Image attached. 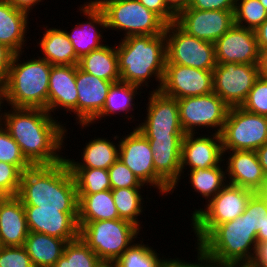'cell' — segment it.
<instances>
[{"label":"cell","instance_id":"obj_1","mask_svg":"<svg viewBox=\"0 0 267 267\" xmlns=\"http://www.w3.org/2000/svg\"><path fill=\"white\" fill-rule=\"evenodd\" d=\"M4 111L0 123L32 165H53L65 159L59 153L68 130L46 109L11 106Z\"/></svg>","mask_w":267,"mask_h":267},{"label":"cell","instance_id":"obj_2","mask_svg":"<svg viewBox=\"0 0 267 267\" xmlns=\"http://www.w3.org/2000/svg\"><path fill=\"white\" fill-rule=\"evenodd\" d=\"M17 197L24 206L78 212V194L65 161L53 165H32L25 170Z\"/></svg>","mask_w":267,"mask_h":267},{"label":"cell","instance_id":"obj_3","mask_svg":"<svg viewBox=\"0 0 267 267\" xmlns=\"http://www.w3.org/2000/svg\"><path fill=\"white\" fill-rule=\"evenodd\" d=\"M116 51L121 81L142 88L149 87L155 77L158 84L154 91L160 90L167 60L165 32L121 38Z\"/></svg>","mask_w":267,"mask_h":267},{"label":"cell","instance_id":"obj_4","mask_svg":"<svg viewBox=\"0 0 267 267\" xmlns=\"http://www.w3.org/2000/svg\"><path fill=\"white\" fill-rule=\"evenodd\" d=\"M22 54H13L5 80L6 102L12 107L42 108L48 111L52 65L40 56L22 62L19 60Z\"/></svg>","mask_w":267,"mask_h":267},{"label":"cell","instance_id":"obj_5","mask_svg":"<svg viewBox=\"0 0 267 267\" xmlns=\"http://www.w3.org/2000/svg\"><path fill=\"white\" fill-rule=\"evenodd\" d=\"M199 244L221 264L252 263L258 244L249 212L217 225Z\"/></svg>","mask_w":267,"mask_h":267},{"label":"cell","instance_id":"obj_6","mask_svg":"<svg viewBox=\"0 0 267 267\" xmlns=\"http://www.w3.org/2000/svg\"><path fill=\"white\" fill-rule=\"evenodd\" d=\"M78 226L80 238L101 261L115 262L141 234L140 228L124 219L78 223Z\"/></svg>","mask_w":267,"mask_h":267},{"label":"cell","instance_id":"obj_7","mask_svg":"<svg viewBox=\"0 0 267 267\" xmlns=\"http://www.w3.org/2000/svg\"><path fill=\"white\" fill-rule=\"evenodd\" d=\"M103 11L106 27L128 36H157L165 32L166 23L138 0H93Z\"/></svg>","mask_w":267,"mask_h":267},{"label":"cell","instance_id":"obj_8","mask_svg":"<svg viewBox=\"0 0 267 267\" xmlns=\"http://www.w3.org/2000/svg\"><path fill=\"white\" fill-rule=\"evenodd\" d=\"M255 192L227 183L204 209H195L191 216V227L199 244L217 225L241 216L250 197Z\"/></svg>","mask_w":267,"mask_h":267},{"label":"cell","instance_id":"obj_9","mask_svg":"<svg viewBox=\"0 0 267 267\" xmlns=\"http://www.w3.org/2000/svg\"><path fill=\"white\" fill-rule=\"evenodd\" d=\"M220 136L223 151H256L267 143V116L230 107Z\"/></svg>","mask_w":267,"mask_h":267},{"label":"cell","instance_id":"obj_10","mask_svg":"<svg viewBox=\"0 0 267 267\" xmlns=\"http://www.w3.org/2000/svg\"><path fill=\"white\" fill-rule=\"evenodd\" d=\"M166 64H180L213 71L217 65L215 44L183 31L175 22L166 25Z\"/></svg>","mask_w":267,"mask_h":267},{"label":"cell","instance_id":"obj_11","mask_svg":"<svg viewBox=\"0 0 267 267\" xmlns=\"http://www.w3.org/2000/svg\"><path fill=\"white\" fill-rule=\"evenodd\" d=\"M177 103L180 124L185 134L198 135V127L213 128L215 134H220L230 109L214 92L177 99Z\"/></svg>","mask_w":267,"mask_h":267},{"label":"cell","instance_id":"obj_12","mask_svg":"<svg viewBox=\"0 0 267 267\" xmlns=\"http://www.w3.org/2000/svg\"><path fill=\"white\" fill-rule=\"evenodd\" d=\"M121 137L118 158L132 170L142 184L157 188L163 196L170 194L172 188L155 172L149 140L136 127L130 134Z\"/></svg>","mask_w":267,"mask_h":267},{"label":"cell","instance_id":"obj_13","mask_svg":"<svg viewBox=\"0 0 267 267\" xmlns=\"http://www.w3.org/2000/svg\"><path fill=\"white\" fill-rule=\"evenodd\" d=\"M258 78V65L217 64L213 69V92L229 107L241 106Z\"/></svg>","mask_w":267,"mask_h":267},{"label":"cell","instance_id":"obj_14","mask_svg":"<svg viewBox=\"0 0 267 267\" xmlns=\"http://www.w3.org/2000/svg\"><path fill=\"white\" fill-rule=\"evenodd\" d=\"M151 92V93H150ZM146 118L136 128L145 137H184L177 99L159 91H149Z\"/></svg>","mask_w":267,"mask_h":267},{"label":"cell","instance_id":"obj_15","mask_svg":"<svg viewBox=\"0 0 267 267\" xmlns=\"http://www.w3.org/2000/svg\"><path fill=\"white\" fill-rule=\"evenodd\" d=\"M175 23L198 39L215 43L234 25V10H196L186 8Z\"/></svg>","mask_w":267,"mask_h":267},{"label":"cell","instance_id":"obj_16","mask_svg":"<svg viewBox=\"0 0 267 267\" xmlns=\"http://www.w3.org/2000/svg\"><path fill=\"white\" fill-rule=\"evenodd\" d=\"M160 91L176 99L212 93L213 71L166 64Z\"/></svg>","mask_w":267,"mask_h":267},{"label":"cell","instance_id":"obj_17","mask_svg":"<svg viewBox=\"0 0 267 267\" xmlns=\"http://www.w3.org/2000/svg\"><path fill=\"white\" fill-rule=\"evenodd\" d=\"M214 44L217 64H258L259 47L254 30L234 24Z\"/></svg>","mask_w":267,"mask_h":267},{"label":"cell","instance_id":"obj_18","mask_svg":"<svg viewBox=\"0 0 267 267\" xmlns=\"http://www.w3.org/2000/svg\"><path fill=\"white\" fill-rule=\"evenodd\" d=\"M24 208L30 232L47 234L67 242L79 237L78 212L38 209V206H24Z\"/></svg>","mask_w":267,"mask_h":267},{"label":"cell","instance_id":"obj_19","mask_svg":"<svg viewBox=\"0 0 267 267\" xmlns=\"http://www.w3.org/2000/svg\"><path fill=\"white\" fill-rule=\"evenodd\" d=\"M223 156V148L220 134L211 132V135L185 134L181 146V176L187 167L189 170L197 168L206 169L221 165L226 161Z\"/></svg>","mask_w":267,"mask_h":267},{"label":"cell","instance_id":"obj_20","mask_svg":"<svg viewBox=\"0 0 267 267\" xmlns=\"http://www.w3.org/2000/svg\"><path fill=\"white\" fill-rule=\"evenodd\" d=\"M229 154L226 161V174L229 184L249 189L253 192H264L267 185L256 151L238 150L223 151ZM230 179V180H229Z\"/></svg>","mask_w":267,"mask_h":267},{"label":"cell","instance_id":"obj_21","mask_svg":"<svg viewBox=\"0 0 267 267\" xmlns=\"http://www.w3.org/2000/svg\"><path fill=\"white\" fill-rule=\"evenodd\" d=\"M113 82L93 76L76 65L77 122L89 124L103 109Z\"/></svg>","mask_w":267,"mask_h":267},{"label":"cell","instance_id":"obj_22","mask_svg":"<svg viewBox=\"0 0 267 267\" xmlns=\"http://www.w3.org/2000/svg\"><path fill=\"white\" fill-rule=\"evenodd\" d=\"M79 8L80 13H83L89 22L83 21L77 23L71 33L67 30H65V33L71 41L77 57L80 59L84 55L104 45L101 43L103 42L101 39L105 37L102 33L107 27L103 11L94 1L90 0L89 2H85Z\"/></svg>","mask_w":267,"mask_h":267},{"label":"cell","instance_id":"obj_23","mask_svg":"<svg viewBox=\"0 0 267 267\" xmlns=\"http://www.w3.org/2000/svg\"><path fill=\"white\" fill-rule=\"evenodd\" d=\"M153 151L155 172L172 188L181 178V146L183 137H146ZM177 185V186H176Z\"/></svg>","mask_w":267,"mask_h":267},{"label":"cell","instance_id":"obj_24","mask_svg":"<svg viewBox=\"0 0 267 267\" xmlns=\"http://www.w3.org/2000/svg\"><path fill=\"white\" fill-rule=\"evenodd\" d=\"M76 65H52L49 76L48 112H55L58 108L73 112L77 121ZM55 110V111H54Z\"/></svg>","mask_w":267,"mask_h":267},{"label":"cell","instance_id":"obj_25","mask_svg":"<svg viewBox=\"0 0 267 267\" xmlns=\"http://www.w3.org/2000/svg\"><path fill=\"white\" fill-rule=\"evenodd\" d=\"M23 203L17 196L0 200V246H24L29 234Z\"/></svg>","mask_w":267,"mask_h":267},{"label":"cell","instance_id":"obj_26","mask_svg":"<svg viewBox=\"0 0 267 267\" xmlns=\"http://www.w3.org/2000/svg\"><path fill=\"white\" fill-rule=\"evenodd\" d=\"M28 15L27 12L17 9L9 2L0 0V44L5 45L14 54L25 51L22 49L29 30Z\"/></svg>","mask_w":267,"mask_h":267},{"label":"cell","instance_id":"obj_27","mask_svg":"<svg viewBox=\"0 0 267 267\" xmlns=\"http://www.w3.org/2000/svg\"><path fill=\"white\" fill-rule=\"evenodd\" d=\"M46 26L41 41L37 44L41 48L44 60L51 65H77L79 58L65 30Z\"/></svg>","mask_w":267,"mask_h":267},{"label":"cell","instance_id":"obj_28","mask_svg":"<svg viewBox=\"0 0 267 267\" xmlns=\"http://www.w3.org/2000/svg\"><path fill=\"white\" fill-rule=\"evenodd\" d=\"M96 138V139H95ZM89 140L81 152L82 159L75 161L74 159H66L69 168H100L108 170L109 167L118 159L119 141L117 144L107 138H97Z\"/></svg>","mask_w":267,"mask_h":267},{"label":"cell","instance_id":"obj_29","mask_svg":"<svg viewBox=\"0 0 267 267\" xmlns=\"http://www.w3.org/2000/svg\"><path fill=\"white\" fill-rule=\"evenodd\" d=\"M67 241L47 234L29 232L24 247L34 267H53Z\"/></svg>","mask_w":267,"mask_h":267},{"label":"cell","instance_id":"obj_30","mask_svg":"<svg viewBox=\"0 0 267 267\" xmlns=\"http://www.w3.org/2000/svg\"><path fill=\"white\" fill-rule=\"evenodd\" d=\"M111 46L105 44L84 55L79 59L77 66L81 70L106 81H120L116 44Z\"/></svg>","mask_w":267,"mask_h":267},{"label":"cell","instance_id":"obj_31","mask_svg":"<svg viewBox=\"0 0 267 267\" xmlns=\"http://www.w3.org/2000/svg\"><path fill=\"white\" fill-rule=\"evenodd\" d=\"M120 219L111 189L95 194H78V223Z\"/></svg>","mask_w":267,"mask_h":267},{"label":"cell","instance_id":"obj_32","mask_svg":"<svg viewBox=\"0 0 267 267\" xmlns=\"http://www.w3.org/2000/svg\"><path fill=\"white\" fill-rule=\"evenodd\" d=\"M137 90L143 89L139 88V86L129 84L121 80L113 82L108 91V95L105 99V104L102 111L89 123V125L81 124V126L83 127H81V129H84V127H89L90 124L95 123L96 120H102L103 117L105 119V117H110L112 116V114L120 115L121 112L125 114L126 118L128 117V120L129 118L131 120L133 116H129L126 113L134 111L136 107L134 99H136L135 97L137 96V94L139 95Z\"/></svg>","mask_w":267,"mask_h":267},{"label":"cell","instance_id":"obj_33","mask_svg":"<svg viewBox=\"0 0 267 267\" xmlns=\"http://www.w3.org/2000/svg\"><path fill=\"white\" fill-rule=\"evenodd\" d=\"M223 170V165H218L188 171L193 192L200 193L206 199L205 202H209L228 183L226 170Z\"/></svg>","mask_w":267,"mask_h":267},{"label":"cell","instance_id":"obj_34","mask_svg":"<svg viewBox=\"0 0 267 267\" xmlns=\"http://www.w3.org/2000/svg\"><path fill=\"white\" fill-rule=\"evenodd\" d=\"M142 188H119L111 189L114 204L117 208L119 218L127 220L138 228H142L137 218L143 212Z\"/></svg>","mask_w":267,"mask_h":267},{"label":"cell","instance_id":"obj_35","mask_svg":"<svg viewBox=\"0 0 267 267\" xmlns=\"http://www.w3.org/2000/svg\"><path fill=\"white\" fill-rule=\"evenodd\" d=\"M97 254L80 238L67 242L62 256L53 267H96Z\"/></svg>","mask_w":267,"mask_h":267},{"label":"cell","instance_id":"obj_36","mask_svg":"<svg viewBox=\"0 0 267 267\" xmlns=\"http://www.w3.org/2000/svg\"><path fill=\"white\" fill-rule=\"evenodd\" d=\"M77 194H95L111 189L108 170L100 168H70Z\"/></svg>","mask_w":267,"mask_h":267},{"label":"cell","instance_id":"obj_37","mask_svg":"<svg viewBox=\"0 0 267 267\" xmlns=\"http://www.w3.org/2000/svg\"><path fill=\"white\" fill-rule=\"evenodd\" d=\"M148 244L133 243L115 261L116 267H163L165 257H160ZM164 258V259H163Z\"/></svg>","mask_w":267,"mask_h":267},{"label":"cell","instance_id":"obj_38","mask_svg":"<svg viewBox=\"0 0 267 267\" xmlns=\"http://www.w3.org/2000/svg\"><path fill=\"white\" fill-rule=\"evenodd\" d=\"M267 19V10L259 0H236L234 24L256 30Z\"/></svg>","mask_w":267,"mask_h":267},{"label":"cell","instance_id":"obj_39","mask_svg":"<svg viewBox=\"0 0 267 267\" xmlns=\"http://www.w3.org/2000/svg\"><path fill=\"white\" fill-rule=\"evenodd\" d=\"M0 162L13 164L22 172L32 166L23 155L20 146L0 123Z\"/></svg>","mask_w":267,"mask_h":267},{"label":"cell","instance_id":"obj_40","mask_svg":"<svg viewBox=\"0 0 267 267\" xmlns=\"http://www.w3.org/2000/svg\"><path fill=\"white\" fill-rule=\"evenodd\" d=\"M248 112L267 116V78L259 77L240 106Z\"/></svg>","mask_w":267,"mask_h":267},{"label":"cell","instance_id":"obj_41","mask_svg":"<svg viewBox=\"0 0 267 267\" xmlns=\"http://www.w3.org/2000/svg\"><path fill=\"white\" fill-rule=\"evenodd\" d=\"M108 174L111 189L145 187L120 158L109 167Z\"/></svg>","mask_w":267,"mask_h":267},{"label":"cell","instance_id":"obj_42","mask_svg":"<svg viewBox=\"0 0 267 267\" xmlns=\"http://www.w3.org/2000/svg\"><path fill=\"white\" fill-rule=\"evenodd\" d=\"M22 174L17 166L0 162V191L4 196H17Z\"/></svg>","mask_w":267,"mask_h":267},{"label":"cell","instance_id":"obj_43","mask_svg":"<svg viewBox=\"0 0 267 267\" xmlns=\"http://www.w3.org/2000/svg\"><path fill=\"white\" fill-rule=\"evenodd\" d=\"M245 210L249 212L252 228L257 234L267 221V196L263 192H255Z\"/></svg>","mask_w":267,"mask_h":267},{"label":"cell","instance_id":"obj_44","mask_svg":"<svg viewBox=\"0 0 267 267\" xmlns=\"http://www.w3.org/2000/svg\"><path fill=\"white\" fill-rule=\"evenodd\" d=\"M0 267H34L24 246H0Z\"/></svg>","mask_w":267,"mask_h":267},{"label":"cell","instance_id":"obj_45","mask_svg":"<svg viewBox=\"0 0 267 267\" xmlns=\"http://www.w3.org/2000/svg\"><path fill=\"white\" fill-rule=\"evenodd\" d=\"M196 249L198 253L197 262H185V260L183 261V259L180 260L179 258H166L163 267H226V265L221 264L211 256L200 244H196Z\"/></svg>","mask_w":267,"mask_h":267},{"label":"cell","instance_id":"obj_46","mask_svg":"<svg viewBox=\"0 0 267 267\" xmlns=\"http://www.w3.org/2000/svg\"><path fill=\"white\" fill-rule=\"evenodd\" d=\"M236 0H190L187 8L196 10H235Z\"/></svg>","mask_w":267,"mask_h":267},{"label":"cell","instance_id":"obj_47","mask_svg":"<svg viewBox=\"0 0 267 267\" xmlns=\"http://www.w3.org/2000/svg\"><path fill=\"white\" fill-rule=\"evenodd\" d=\"M147 9L157 14L167 25L175 22L176 15L167 7L164 0H138Z\"/></svg>","mask_w":267,"mask_h":267},{"label":"cell","instance_id":"obj_48","mask_svg":"<svg viewBox=\"0 0 267 267\" xmlns=\"http://www.w3.org/2000/svg\"><path fill=\"white\" fill-rule=\"evenodd\" d=\"M13 54L5 45L0 44V79L6 80Z\"/></svg>","mask_w":267,"mask_h":267},{"label":"cell","instance_id":"obj_49","mask_svg":"<svg viewBox=\"0 0 267 267\" xmlns=\"http://www.w3.org/2000/svg\"><path fill=\"white\" fill-rule=\"evenodd\" d=\"M252 264L256 267H267V241L257 245Z\"/></svg>","mask_w":267,"mask_h":267},{"label":"cell","instance_id":"obj_50","mask_svg":"<svg viewBox=\"0 0 267 267\" xmlns=\"http://www.w3.org/2000/svg\"><path fill=\"white\" fill-rule=\"evenodd\" d=\"M9 2L11 5L16 7L17 9L23 10L28 14L31 12L33 7L41 2L42 0H4ZM33 6V7H32Z\"/></svg>","mask_w":267,"mask_h":267},{"label":"cell","instance_id":"obj_51","mask_svg":"<svg viewBox=\"0 0 267 267\" xmlns=\"http://www.w3.org/2000/svg\"><path fill=\"white\" fill-rule=\"evenodd\" d=\"M259 49H267V19L255 30Z\"/></svg>","mask_w":267,"mask_h":267},{"label":"cell","instance_id":"obj_52","mask_svg":"<svg viewBox=\"0 0 267 267\" xmlns=\"http://www.w3.org/2000/svg\"><path fill=\"white\" fill-rule=\"evenodd\" d=\"M167 7L177 15L180 11L186 9L190 0H164Z\"/></svg>","mask_w":267,"mask_h":267},{"label":"cell","instance_id":"obj_53","mask_svg":"<svg viewBox=\"0 0 267 267\" xmlns=\"http://www.w3.org/2000/svg\"><path fill=\"white\" fill-rule=\"evenodd\" d=\"M259 77L267 78V49H259L258 60Z\"/></svg>","mask_w":267,"mask_h":267},{"label":"cell","instance_id":"obj_54","mask_svg":"<svg viewBox=\"0 0 267 267\" xmlns=\"http://www.w3.org/2000/svg\"><path fill=\"white\" fill-rule=\"evenodd\" d=\"M260 165L262 166L263 172L267 177V143L256 150Z\"/></svg>","mask_w":267,"mask_h":267},{"label":"cell","instance_id":"obj_55","mask_svg":"<svg viewBox=\"0 0 267 267\" xmlns=\"http://www.w3.org/2000/svg\"><path fill=\"white\" fill-rule=\"evenodd\" d=\"M4 101H6L5 80L0 79V122L3 116V113H2L3 111L1 109L5 103Z\"/></svg>","mask_w":267,"mask_h":267},{"label":"cell","instance_id":"obj_56","mask_svg":"<svg viewBox=\"0 0 267 267\" xmlns=\"http://www.w3.org/2000/svg\"><path fill=\"white\" fill-rule=\"evenodd\" d=\"M266 241H267V221L257 233V244H260Z\"/></svg>","mask_w":267,"mask_h":267},{"label":"cell","instance_id":"obj_57","mask_svg":"<svg viewBox=\"0 0 267 267\" xmlns=\"http://www.w3.org/2000/svg\"><path fill=\"white\" fill-rule=\"evenodd\" d=\"M96 267H116L115 262L100 261Z\"/></svg>","mask_w":267,"mask_h":267},{"label":"cell","instance_id":"obj_58","mask_svg":"<svg viewBox=\"0 0 267 267\" xmlns=\"http://www.w3.org/2000/svg\"><path fill=\"white\" fill-rule=\"evenodd\" d=\"M226 267H256L252 263H243V264H230L226 265Z\"/></svg>","mask_w":267,"mask_h":267},{"label":"cell","instance_id":"obj_59","mask_svg":"<svg viewBox=\"0 0 267 267\" xmlns=\"http://www.w3.org/2000/svg\"><path fill=\"white\" fill-rule=\"evenodd\" d=\"M264 8L267 10V0H259Z\"/></svg>","mask_w":267,"mask_h":267},{"label":"cell","instance_id":"obj_60","mask_svg":"<svg viewBox=\"0 0 267 267\" xmlns=\"http://www.w3.org/2000/svg\"><path fill=\"white\" fill-rule=\"evenodd\" d=\"M4 197V195L0 191V200Z\"/></svg>","mask_w":267,"mask_h":267},{"label":"cell","instance_id":"obj_61","mask_svg":"<svg viewBox=\"0 0 267 267\" xmlns=\"http://www.w3.org/2000/svg\"><path fill=\"white\" fill-rule=\"evenodd\" d=\"M263 193L267 196V185H266V189Z\"/></svg>","mask_w":267,"mask_h":267}]
</instances>
